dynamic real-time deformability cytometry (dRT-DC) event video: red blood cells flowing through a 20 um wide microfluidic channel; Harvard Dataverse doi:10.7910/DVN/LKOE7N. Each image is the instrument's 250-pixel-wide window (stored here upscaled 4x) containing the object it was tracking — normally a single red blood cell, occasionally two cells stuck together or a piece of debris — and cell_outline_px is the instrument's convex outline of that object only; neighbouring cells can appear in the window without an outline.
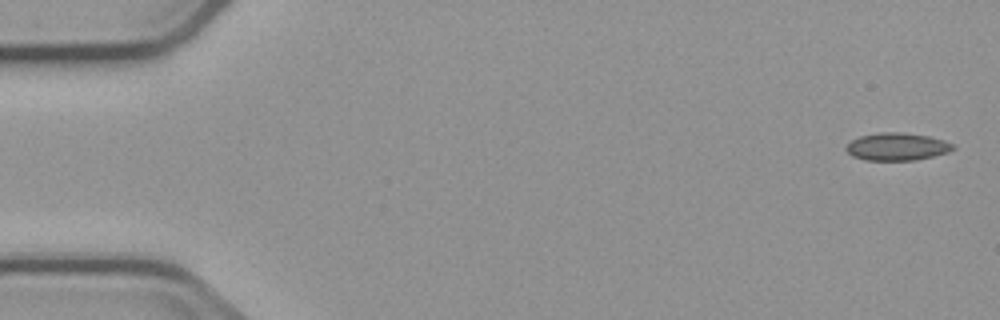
{"species": "common noctule bat (a hibernating species)", "species_latin": "Nyctalus noctula", "temperature_condition": "cold", "stored_images_in_passage": 5, "camera_frame_rate_fps": 3000, "um_per_image_px": 0.085, "animal": {"sex": "male", "body_mass_g": 23.1, "forearm_length_mm": 52.7}, "frame": {"image": 1, "passage_image": 1, "time_ms": 0.0, "image_size_px": [1000, 320], "cell_outline_px": [[956, 148], [948, 152], [916, 160], [864, 160], [852, 156], [844, 148], [852, 140], [860, 136], [880, 132], [904, 132], [928, 136], [944, 140], [952, 144]], "centroid_in_image_um": [76.23, 12.46], "position_along_channel_um": 8.8, "area_um2": 17.17}}
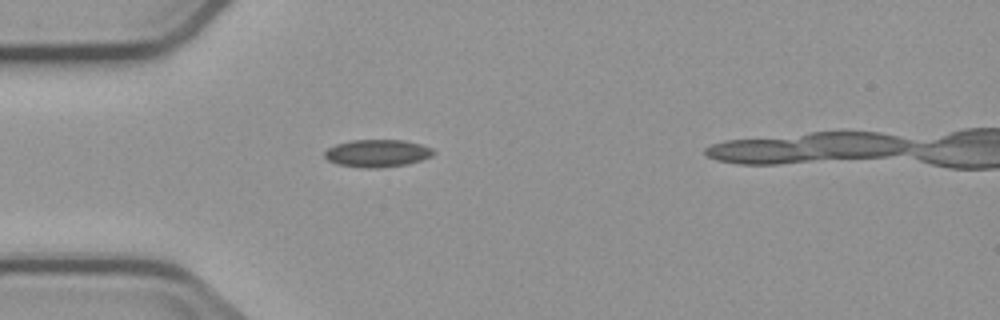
{"frame": {"image": 2, "passage_image": 5, "time_ms": 4.667, "image_size_px": [1000, 320], "cell_outline_px": [[436, 152], [432, 156], [408, 164], [380, 168], [364, 168], [336, 164], [328, 160], [324, 156], [324, 152], [328, 148], [336, 144], [352, 140], [404, 140], [420, 144], [432, 148]], "centroid_in_image_um": [32.07, 13.03], "position_along_channel_um": 52.9, "area_um2": 17.51}}